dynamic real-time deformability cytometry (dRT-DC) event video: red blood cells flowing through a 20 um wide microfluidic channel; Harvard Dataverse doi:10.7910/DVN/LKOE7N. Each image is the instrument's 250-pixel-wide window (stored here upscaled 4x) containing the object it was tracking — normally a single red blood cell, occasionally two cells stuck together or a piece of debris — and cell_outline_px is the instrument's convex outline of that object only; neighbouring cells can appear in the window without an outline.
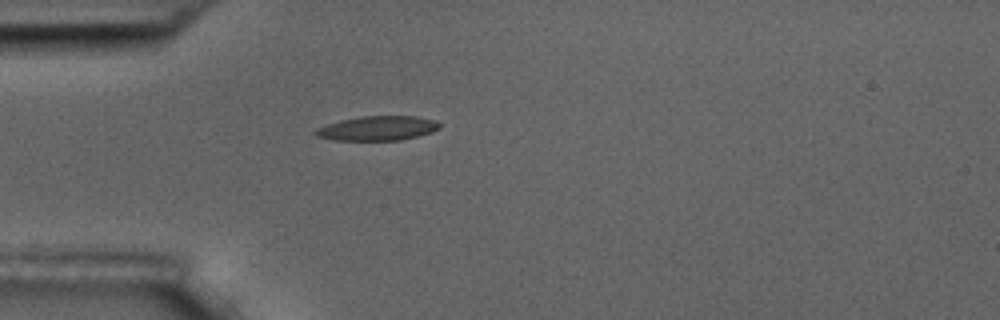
{"species": "common noctule bat (a hibernating species)", "species_latin": "Nyctalus noctula", "temperature_condition": "room temperature", "stored_images_in_passage": 1, "camera_frame_rate_fps": 3000, "um_per_image_px": 0.085, "animal": {"sex": "male", "body_mass_g": 17.5, "forearm_length_mm": 52.3}, "frame": {"image": 1, "passage_image": 1, "time_ms": 0.0, "image_size_px": [1000, 320], "cell_outline_px": [[440, 128], [432, 132], [400, 140], [332, 140], [316, 136], [312, 132], [316, 128], [340, 120], [360, 116], [416, 116], [436, 120], [440, 124]], "centroid_in_image_um": [32.07, 10.9], "position_along_channel_um": 52.9, "area_um2": 17.74}}